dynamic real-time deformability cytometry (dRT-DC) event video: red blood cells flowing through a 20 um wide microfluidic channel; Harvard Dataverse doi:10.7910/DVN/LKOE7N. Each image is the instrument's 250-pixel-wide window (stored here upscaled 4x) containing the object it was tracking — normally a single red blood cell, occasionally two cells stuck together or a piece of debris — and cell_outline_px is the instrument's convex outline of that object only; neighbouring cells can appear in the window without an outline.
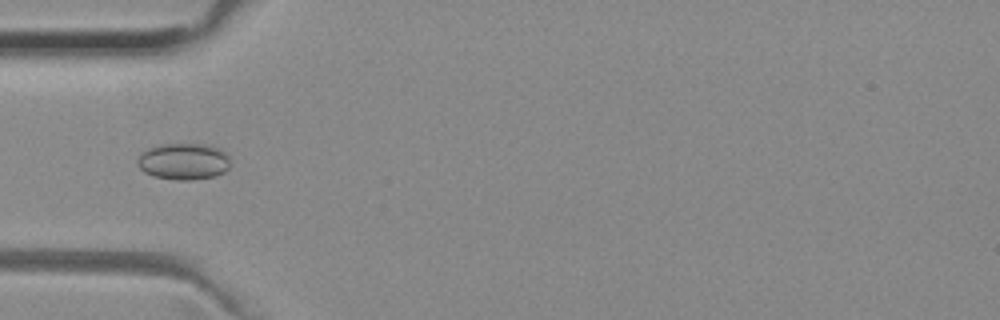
{"species": "common noctule bat (a hibernating species)", "species_latin": "Nyctalus noctula", "temperature_condition": "room temperature", "stored_images_in_passage": 36, "camera_frame_rate_fps": 3000, "um_per_image_px": 0.085, "animal": {"sex": "female", "body_mass_g": 29.2, "forearm_length_mm": 56.3}, "frame": {"image": 1, "passage_image": 1, "time_ms": 0.0, "image_size_px": [1000, 320], "cell_outline_px": [[228, 168], [224, 172], [216, 176], [192, 180], [176, 180], [152, 176], [144, 172], [136, 164], [136, 160], [140, 152], [148, 148], [160, 144], [204, 144], [220, 148], [228, 156]], "centroid_in_image_um": [15.56, 13.72], "position_along_channel_um": 69.4, "area_um2": 20.0}}
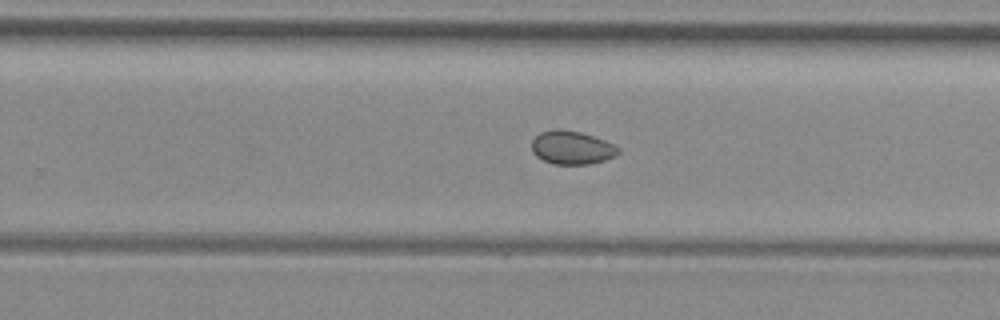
{"frame": {"image": 2, "passage_image": 17, "time_ms": 5.333, "image_size_px": [1000, 320], "cell_outline_px": [[620, 152], [616, 156], [604, 160], [588, 164], [552, 164], [536, 156], [532, 152], [532, 140], [540, 132], [552, 128], [560, 128], [580, 132], [604, 140], [620, 148]], "centroid_in_image_um": [48.58, 12.54], "position_along_channel_um": 281.2, "area_um2": 16.94}}
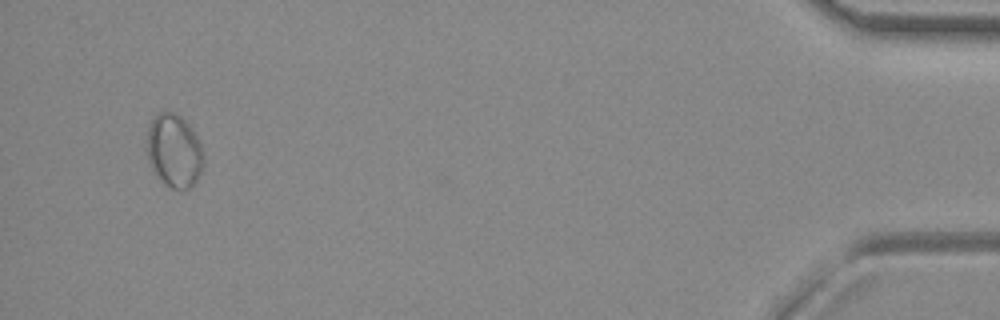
{"frame": {"image": 3, "passage_image": 34, "time_ms": 11.0, "image_size_px": [1000, 320], "cell_outline_px": [[204, 164], [200, 176], [188, 188], [172, 188], [152, 168], [148, 160], [148, 124], [152, 116], [160, 112], [172, 112], [180, 116], [188, 124], [196, 136], [200, 144], [204, 156]], "centroid_in_image_um": [14.82, 12.77], "position_along_channel_um": 420.4, "area_um2": 23.7}, "authors_computed_cell_mechanics": {"area_um2": 17.4556, "velocity_mm_per_s": 3.9631, "shape_relaxation_time_tau1_ms": null, "shape_relaxation_time_tau2_ms": 3.6378, "deformation_change_tau1": null, "deformation_change_tau2": 0.0422}}